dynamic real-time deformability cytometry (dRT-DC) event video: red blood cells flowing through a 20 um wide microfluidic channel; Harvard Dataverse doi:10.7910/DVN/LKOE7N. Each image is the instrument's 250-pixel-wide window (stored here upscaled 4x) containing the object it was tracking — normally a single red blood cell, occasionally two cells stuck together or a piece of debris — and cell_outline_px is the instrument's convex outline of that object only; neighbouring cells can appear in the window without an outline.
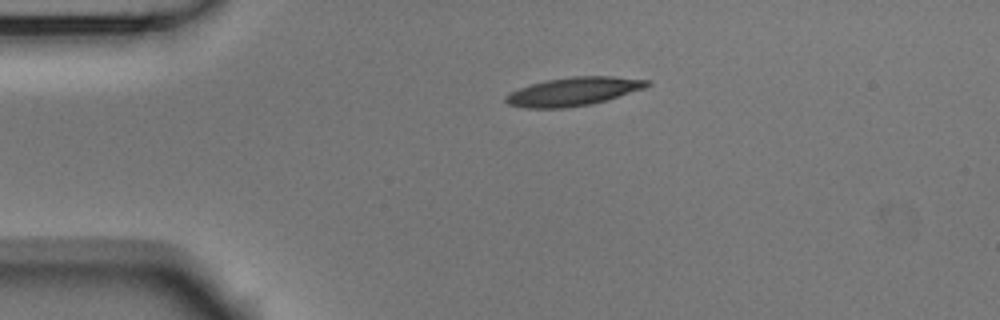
{"species": "Egyptian fruit bat (a non-hibernating species)", "species_latin": "Rousettus aegyptiacus", "temperature_condition": "room temperature", "stored_images_in_passage": 43, "camera_frame_rate_fps": 3000, "um_per_image_px": 0.085, "animal": {"sex": "male"}, "frame": {"image": 1, "passage_image": 1, "time_ms": 0.0, "image_size_px": [1000, 320], "cell_outline_px": [[652, 84], [644, 88], [592, 104], [564, 108], [524, 108], [508, 104], [504, 100], [504, 96], [508, 92], [532, 84], [548, 80], [572, 76], [612, 76], [648, 80]], "centroid_in_image_um": [48.7, 7.78], "position_along_channel_um": 36.3, "area_um2": 23.29}}
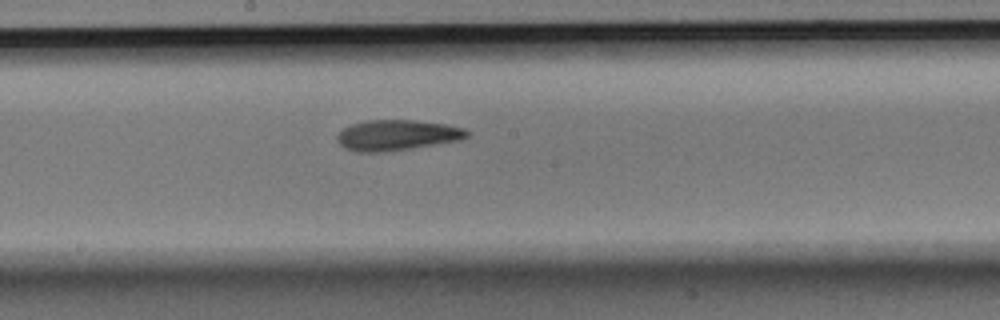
{"frame": {"image": 2, "passage_image": 18, "time_ms": 5.667, "image_size_px": [1000, 320], "cell_outline_px": [[472, 132], [468, 136], [460, 140], [384, 152], [356, 152], [344, 148], [340, 144], [336, 136], [348, 124], [364, 120], [416, 120], [444, 124], [464, 128]], "centroid_in_image_um": [33.72, 11.48], "position_along_channel_um": 214.5, "area_um2": 23.18}}
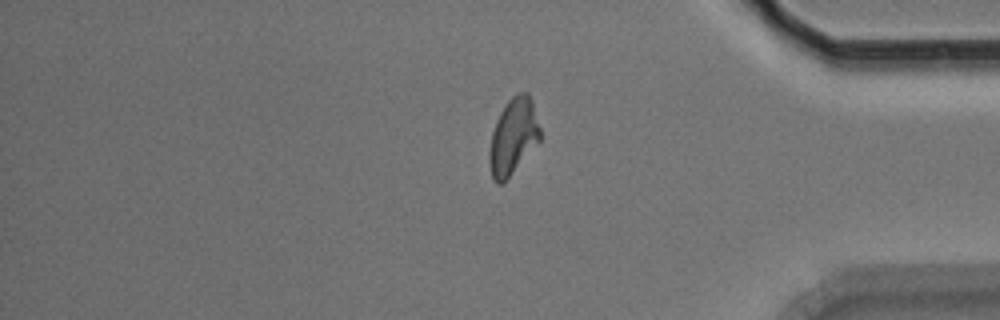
{"frame": {"image": 3, "passage_image": 34, "time_ms": 11.0, "image_size_px": [1000, 320], "cell_outline_px": [[540, 140], [508, 176], [500, 184], [496, 184], [492, 180], [488, 160], [488, 152], [492, 132], [496, 120], [500, 112], [508, 100], [516, 92], [528, 92], [532, 100], [540, 128]], "centroid_in_image_um": [43.59, 11.57], "position_along_channel_um": 391.6, "area_um2": 22.31}, "authors_computed_cell_mechanics": {"area_um2": 22.4264, "velocity_mm_per_s": 3.744, "shape_relaxation_time_tau1_ms": null, "shape_relaxation_time_tau2_ms": 3.9492, "deformation_change_tau1": null, "deformation_change_tau2": 0.1214}}